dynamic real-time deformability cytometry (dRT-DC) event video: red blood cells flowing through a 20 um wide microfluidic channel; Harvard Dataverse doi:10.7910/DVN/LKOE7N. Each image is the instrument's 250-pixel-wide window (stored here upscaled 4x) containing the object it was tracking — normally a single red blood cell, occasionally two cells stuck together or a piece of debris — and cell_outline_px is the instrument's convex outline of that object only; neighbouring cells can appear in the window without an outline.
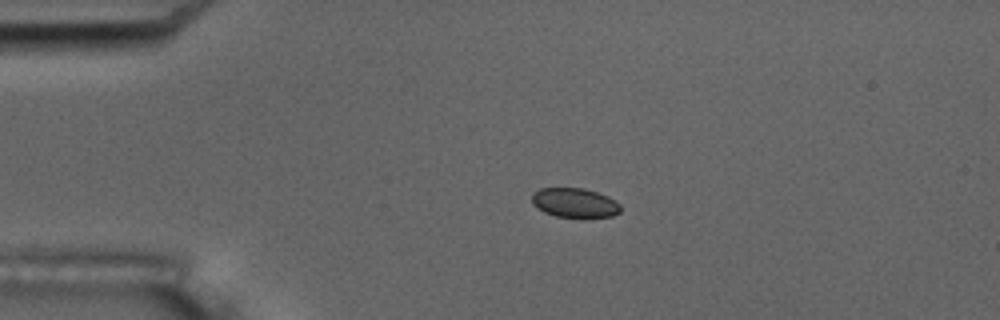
{"species": "common noctule bat (a hibernating species)", "species_latin": "Nyctalus noctula", "temperature_condition": "room temperature", "stored_images_in_passage": 5, "camera_frame_rate_fps": 3000, "um_per_image_px": 0.085, "animal": {"sex": "male", "body_mass_g": 17.5, "forearm_length_mm": 52.3}, "frame": {"image": 1, "passage_image": 4, "time_ms": 3.333, "image_size_px": [1000, 320], "cell_outline_px": [[620, 212], [612, 216], [584, 220], [556, 216], [544, 212], [532, 204], [532, 192], [540, 188], [584, 188], [608, 196], [620, 204]], "centroid_in_image_um": [48.86, 17.27], "position_along_channel_um": 36.1, "area_um2": 15.78}}